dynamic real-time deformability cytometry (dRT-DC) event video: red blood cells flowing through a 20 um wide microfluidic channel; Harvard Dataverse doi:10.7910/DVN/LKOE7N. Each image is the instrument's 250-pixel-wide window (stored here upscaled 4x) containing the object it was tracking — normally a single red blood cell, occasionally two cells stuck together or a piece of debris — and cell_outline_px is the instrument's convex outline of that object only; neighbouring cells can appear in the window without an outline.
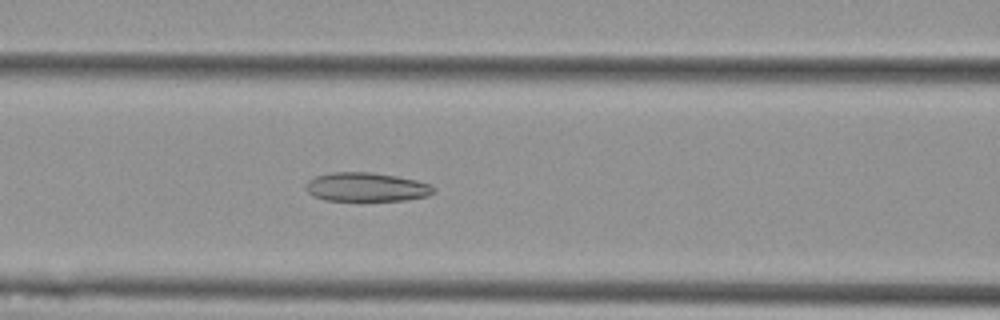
{"species": "Egyptian fruit bat (a non-hibernating species)", "species_latin": "Rousettus aegyptiacus", "temperature_condition": "cold", "stored_images_in_passage": 37, "camera_frame_rate_fps": 3000, "um_per_image_px": 0.085, "animal": {"sex": "female"}, "frame": {"image": 1, "passage_image": 11, "time_ms": 3.333, "image_size_px": [1000, 320], "cell_outline_px": [[436, 188], [428, 196], [404, 200], [324, 200], [312, 196], [308, 192], [308, 180], [316, 176], [332, 172], [372, 172], [396, 176], [416, 180], [428, 184]], "centroid_in_image_um": [31.14, 15.89], "position_along_channel_um": 135.5, "area_um2": 21.27}}
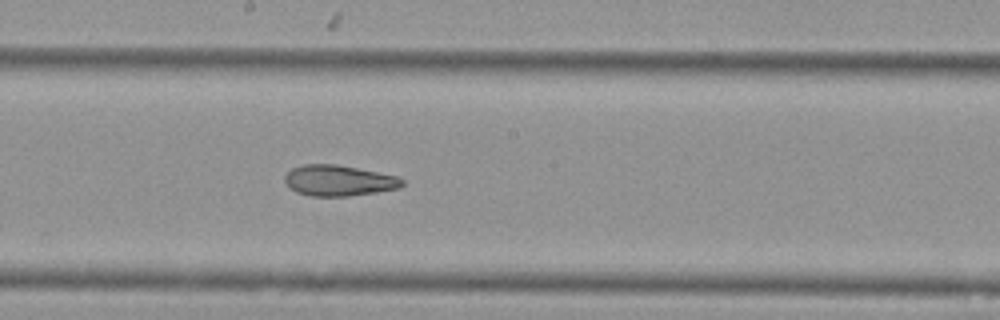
{"frame": {"image": 2, "passage_image": 18, "time_ms": 5.667, "image_size_px": [1000, 320], "cell_outline_px": [[404, 184], [400, 188], [376, 192], [348, 196], [308, 196], [296, 192], [288, 188], [284, 180], [284, 176], [292, 168], [304, 164], [336, 164], [396, 176], [404, 180]], "centroid_in_image_um": [28.75, 15.35], "position_along_channel_um": 219.4, "area_um2": 21.1}}
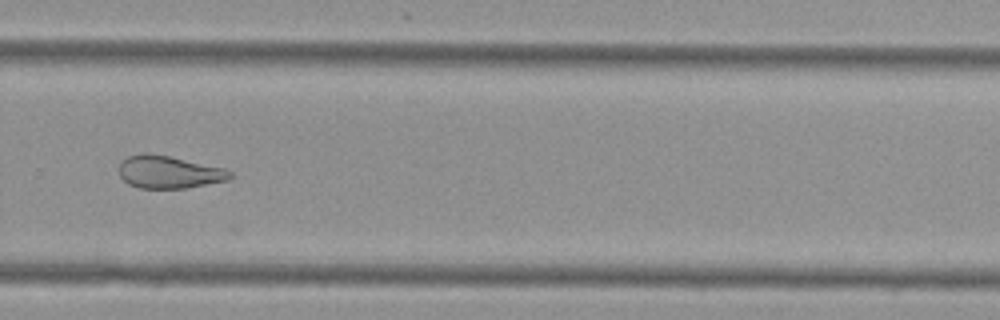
{"frame": {"image": 3, "passage_image": 26, "time_ms": 8.333, "image_size_px": [1000, 320], "cell_outline_px": [[232, 176], [228, 180], [188, 188], [140, 188], [128, 184], [120, 176], [120, 160], [128, 156], [144, 152], [148, 152], [168, 156], [224, 168], [232, 172]], "centroid_in_image_um": [14.34, 14.62], "position_along_channel_um": 315.5, "area_um2": 21.1}}